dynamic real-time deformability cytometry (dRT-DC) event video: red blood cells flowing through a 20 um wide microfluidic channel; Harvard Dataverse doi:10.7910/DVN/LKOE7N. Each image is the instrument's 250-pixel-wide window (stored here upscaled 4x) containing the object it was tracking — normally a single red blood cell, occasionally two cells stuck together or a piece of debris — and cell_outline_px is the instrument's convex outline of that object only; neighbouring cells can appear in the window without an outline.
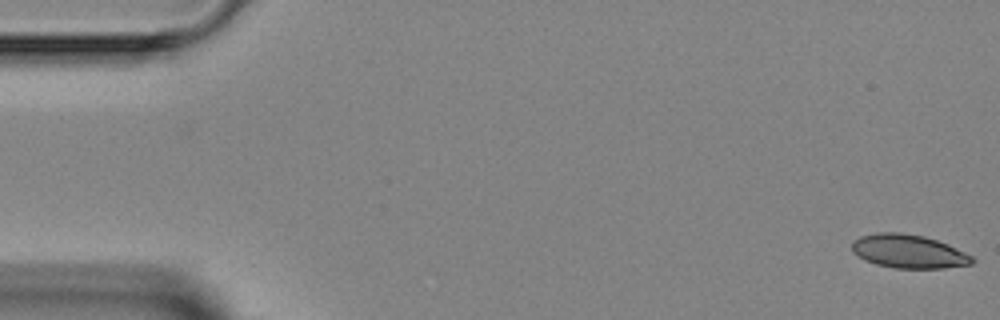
{"species": "Egyptian fruit bat (a non-hibernating species)", "species_latin": "Rousettus aegyptiacus", "temperature_condition": "room temperature", "stored_images_in_passage": 4, "camera_frame_rate_fps": 3000, "um_per_image_px": 0.085, "animal": {"sex": "female"}, "frame": {"image": 1, "passage_image": 1, "time_ms": 0.0, "image_size_px": [1000, 320], "cell_outline_px": [[976, 260], [972, 264], [944, 268], [896, 268], [876, 264], [864, 260], [852, 252], [852, 244], [860, 236], [876, 232], [900, 232], [924, 236], [948, 244], [972, 256]], "centroid_in_image_um": [77.23, 21.36], "position_along_channel_um": 7.8, "area_um2": 23.52}}
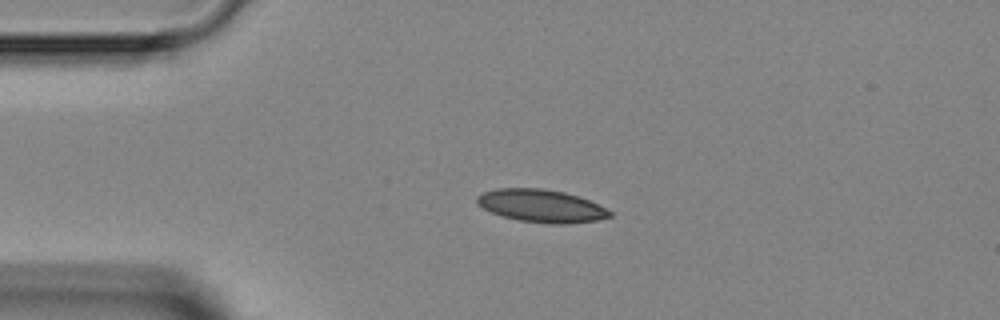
{"frame": {"image": 2, "passage_image": 3, "time_ms": 3.333, "image_size_px": [1000, 320], "cell_outline_px": [[612, 216], [596, 220], [568, 224], [548, 224], [520, 220], [504, 216], [492, 212], [476, 204], [476, 196], [484, 192], [496, 188], [540, 188], [564, 192], [588, 200], [612, 212]], "centroid_in_image_um": [45.98, 17.5], "position_along_channel_um": 39.0, "area_um2": 25.09}}